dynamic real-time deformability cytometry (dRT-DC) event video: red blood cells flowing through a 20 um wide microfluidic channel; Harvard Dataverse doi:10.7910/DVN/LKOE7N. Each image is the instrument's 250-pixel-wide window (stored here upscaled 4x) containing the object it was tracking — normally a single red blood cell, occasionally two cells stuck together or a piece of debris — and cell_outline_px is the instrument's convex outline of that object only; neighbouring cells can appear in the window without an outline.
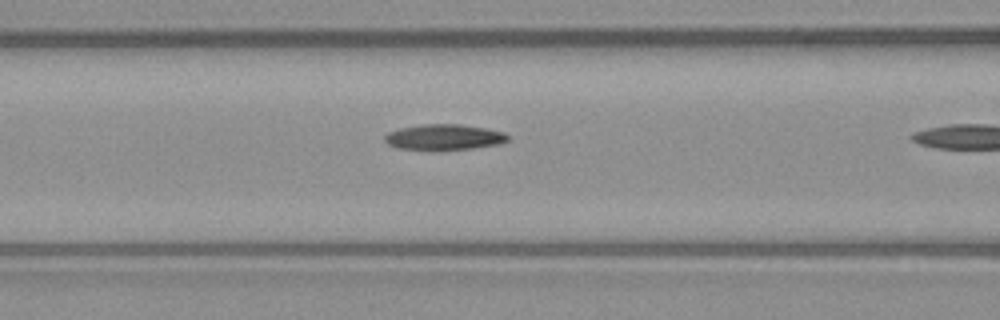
{"species": "common noctule bat (a hibernating species)", "species_latin": "Nyctalus noctula", "temperature_condition": "warm", "stored_images_in_passage": 8, "camera_frame_rate_fps": 3000, "um_per_image_px": 0.085, "animal": {"sex": "male", "body_mass_g": 23.1, "forearm_length_mm": 52.7}, "frame": {"image": 1, "passage_image": 7, "time_ms": 2.0, "image_size_px": [1000, 320], "cell_outline_px": [[508, 140], [500, 144], [472, 148], [396, 148], [388, 144], [384, 140], [384, 136], [388, 132], [400, 128], [420, 124], [460, 124], [484, 128], [504, 132], [508, 136]], "centroid_in_image_um": [37.74, 11.62], "position_along_channel_um": 128.9, "area_um2": 17.86}}